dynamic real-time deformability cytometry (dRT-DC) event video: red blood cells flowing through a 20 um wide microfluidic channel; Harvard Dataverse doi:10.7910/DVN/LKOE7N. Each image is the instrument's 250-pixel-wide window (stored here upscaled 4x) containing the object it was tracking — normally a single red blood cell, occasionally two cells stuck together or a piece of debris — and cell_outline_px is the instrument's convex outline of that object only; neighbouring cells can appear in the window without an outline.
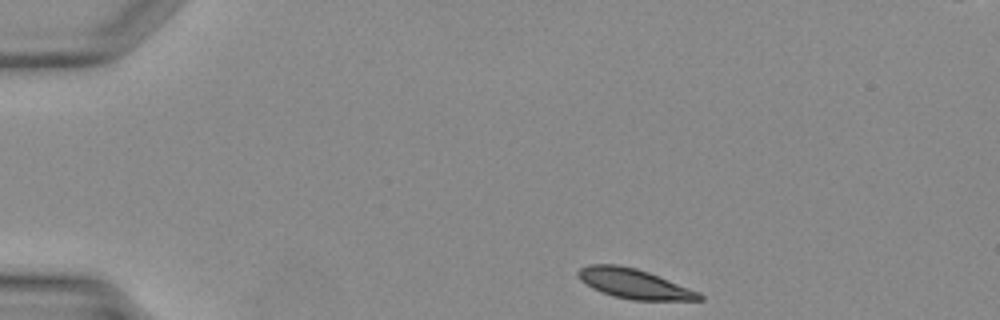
{"species": "Egyptian fruit bat (a non-hibernating species)", "species_latin": "Rousettus aegyptiacus", "temperature_condition": "warm", "stored_images_in_passage": 10, "camera_frame_rate_fps": 3000, "um_per_image_px": 0.085, "animal": {"sex": "female"}, "frame": {"image": 1, "passage_image": 1, "time_ms": 0.0, "image_size_px": [1000, 320], "cell_outline_px": [[704, 300], [632, 300], [612, 296], [592, 288], [580, 280], [576, 272], [580, 268], [588, 264], [616, 264], [636, 268], [648, 272], [700, 292], [704, 296]], "centroid_in_image_um": [53.89, 24.12], "position_along_channel_um": 31.1, "area_um2": 21.04}}
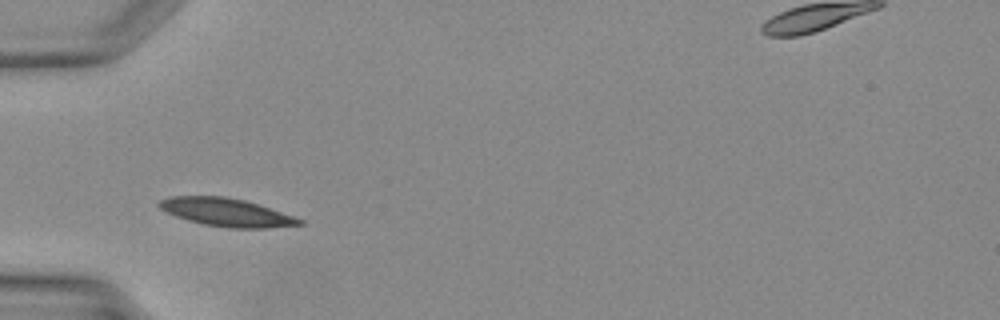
{"frame": {"image": 2, "passage_image": 7, "time_ms": 2.0, "image_size_px": [1000, 320], "cell_outline_px": [[304, 224], [268, 228], [228, 228], [204, 224], [188, 220], [176, 216], [160, 208], [156, 204], [160, 200], [172, 196], [224, 196], [244, 200], [260, 204], [304, 220]], "centroid_in_image_um": [19.27, 18.04], "position_along_channel_um": 65.7, "area_um2": 22.89}}
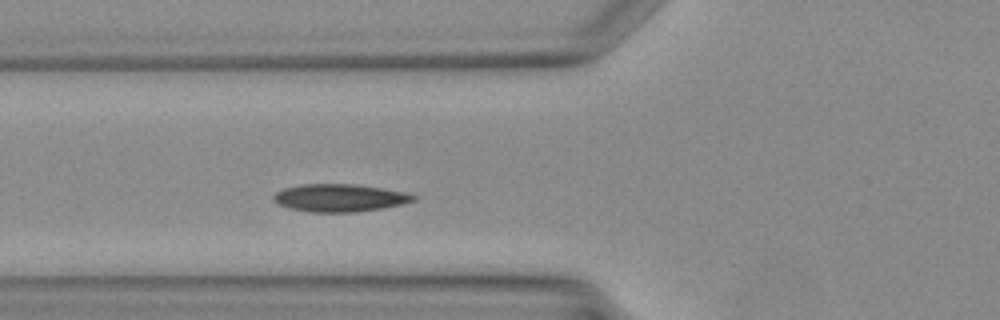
{"frame": {"image": 3, "passage_image": 9, "time_ms": 2.667, "image_size_px": [1000, 320], "cell_outline_px": [[416, 200], [400, 204], [380, 208], [356, 212], [312, 212], [288, 208], [272, 200], [272, 196], [276, 192], [284, 188], [300, 184], [356, 184], [408, 192], [416, 196]], "centroid_in_image_um": [28.85, 16.81], "position_along_channel_um": 96.9, "area_um2": 22.54}}